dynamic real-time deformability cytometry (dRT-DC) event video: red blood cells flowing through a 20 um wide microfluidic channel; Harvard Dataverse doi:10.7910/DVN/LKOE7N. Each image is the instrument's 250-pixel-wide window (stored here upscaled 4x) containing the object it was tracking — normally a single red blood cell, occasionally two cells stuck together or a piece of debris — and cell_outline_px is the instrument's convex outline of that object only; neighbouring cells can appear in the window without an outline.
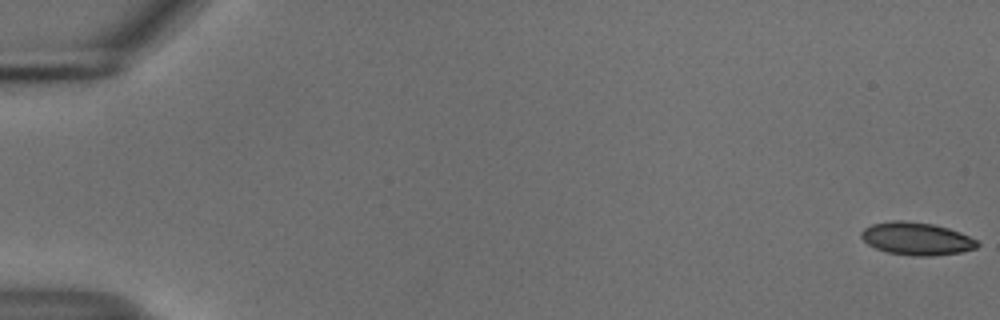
{"species": "common noctule bat (a hibernating species)", "species_latin": "Nyctalus noctula", "temperature_condition": "cold", "stored_images_in_passage": 51, "camera_frame_rate_fps": 3000, "um_per_image_px": 0.085, "animal": {"sex": "male", "body_mass_g": 18.8}, "frame": {"image": 1, "passage_image": 1, "time_ms": 0.0, "image_size_px": [1000, 320], "cell_outline_px": [[980, 244], [976, 248], [960, 252], [932, 256], [912, 256], [888, 252], [876, 248], [868, 244], [860, 236], [860, 232], [864, 228], [872, 224], [892, 220], [904, 220], [932, 224], [948, 228], [960, 232], [976, 240]], "centroid_in_image_um": [77.89, 20.28], "position_along_channel_um": 7.1, "area_um2": 22.08}}
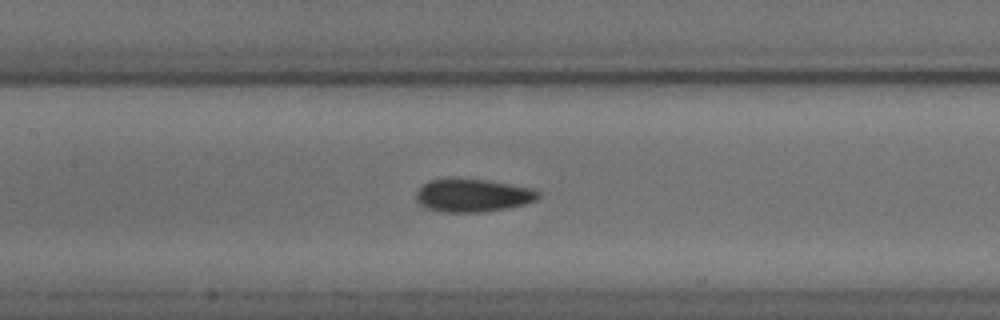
{"frame": {"image": 2, "passage_image": 27, "time_ms": 8.667, "image_size_px": [1000, 320], "cell_outline_px": [[540, 196], [536, 200], [524, 204], [508, 208], [484, 212], [444, 212], [424, 208], [416, 200], [416, 192], [428, 180], [448, 176], [456, 176], [492, 180], [536, 188], [540, 192]], "centroid_in_image_um": [40.19, 16.56], "position_along_channel_um": 167.2, "area_um2": 24.57}}
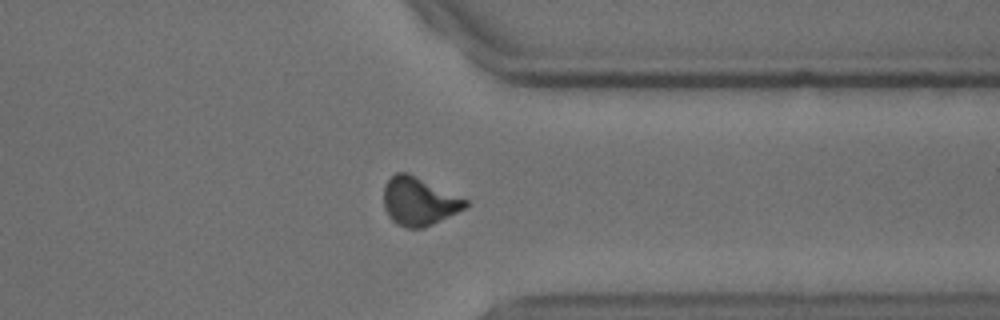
{"frame": {"image": 3, "passage_image": 44, "time_ms": 14.333, "image_size_px": [1000, 320], "cell_outline_px": [[468, 204], [464, 208], [424, 228], [408, 228], [396, 224], [388, 216], [384, 208], [384, 184], [396, 172], [408, 172], [468, 200]], "centroid_in_image_um": [35.57, 17.11], "position_along_channel_um": 375.8, "area_um2": 22.77}, "authors_computed_cell_mechanics": {"area_um2": 22.9466, "velocity_mm_per_s": 3.7202, "shape_relaxation_time_tau1_ms": 4.111, "shape_relaxation_time_tau2_ms": 1.7825, "deformation_change_tau1": 0.1289, "deformation_change_tau2": 0.0675}}